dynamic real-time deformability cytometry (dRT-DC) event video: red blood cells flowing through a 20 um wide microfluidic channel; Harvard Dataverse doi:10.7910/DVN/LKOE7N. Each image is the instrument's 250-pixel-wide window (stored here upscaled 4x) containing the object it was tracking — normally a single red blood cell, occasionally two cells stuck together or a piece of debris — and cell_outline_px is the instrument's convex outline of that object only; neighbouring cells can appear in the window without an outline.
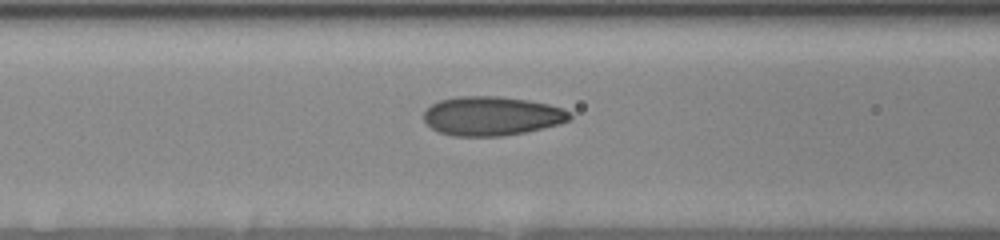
{"species": "human", "species_latin": "Homo sapiens", "temperature_condition": "room temperature", "stored_images_in_passage": 13, "camera_frame_rate_fps": 3000, "um_per_image_px": 0.085, "donor": {"sex": "female"}, "frame": {"image": 1, "passage_image": 11, "time_ms": 3.333, "image_size_px": [1000, 240], "cell_outline_px": [[572, 116], [568, 120], [560, 124], [524, 132], [500, 136], [452, 136], [440, 132], [432, 128], [424, 120], [424, 112], [432, 104], [440, 100], [456, 96], [500, 96], [528, 100], [548, 104], [564, 108], [572, 112]], "centroid_in_image_um": [41.82, 9.85], "position_along_channel_um": 124.8, "area_um2": 33.29}}